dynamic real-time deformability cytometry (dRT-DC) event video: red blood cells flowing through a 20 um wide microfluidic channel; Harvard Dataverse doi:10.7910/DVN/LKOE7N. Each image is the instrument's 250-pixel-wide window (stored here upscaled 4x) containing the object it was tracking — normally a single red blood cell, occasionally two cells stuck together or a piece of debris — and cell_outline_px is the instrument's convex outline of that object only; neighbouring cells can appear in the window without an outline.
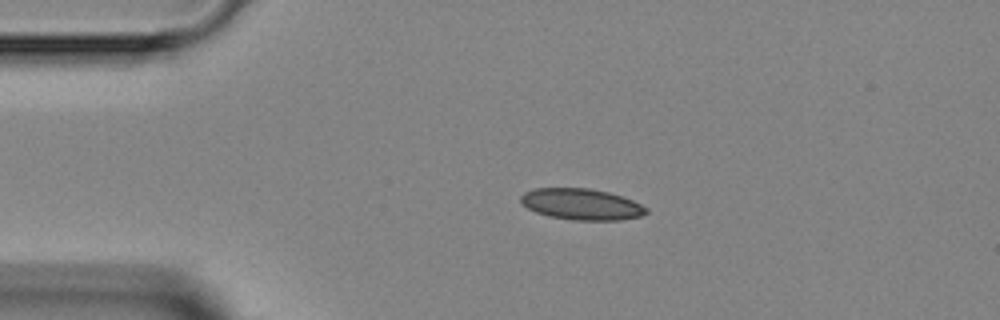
{"species": "Egyptian fruit bat (a non-hibernating species)", "species_latin": "Rousettus aegyptiacus", "temperature_condition": "room temperature", "stored_images_in_passage": 3, "camera_frame_rate_fps": 3000, "um_per_image_px": 0.085, "animal": {"sex": "female"}, "frame": {"image": 1, "passage_image": 2, "time_ms": 1.333, "image_size_px": [1000, 320], "cell_outline_px": [[648, 212], [640, 216], [620, 220], [572, 220], [548, 216], [536, 212], [528, 208], [520, 200], [520, 196], [524, 192], [532, 188], [588, 188], [608, 192], [632, 200], [648, 208]], "centroid_in_image_um": [49.41, 17.36], "position_along_channel_um": 35.6, "area_um2": 22.77}}